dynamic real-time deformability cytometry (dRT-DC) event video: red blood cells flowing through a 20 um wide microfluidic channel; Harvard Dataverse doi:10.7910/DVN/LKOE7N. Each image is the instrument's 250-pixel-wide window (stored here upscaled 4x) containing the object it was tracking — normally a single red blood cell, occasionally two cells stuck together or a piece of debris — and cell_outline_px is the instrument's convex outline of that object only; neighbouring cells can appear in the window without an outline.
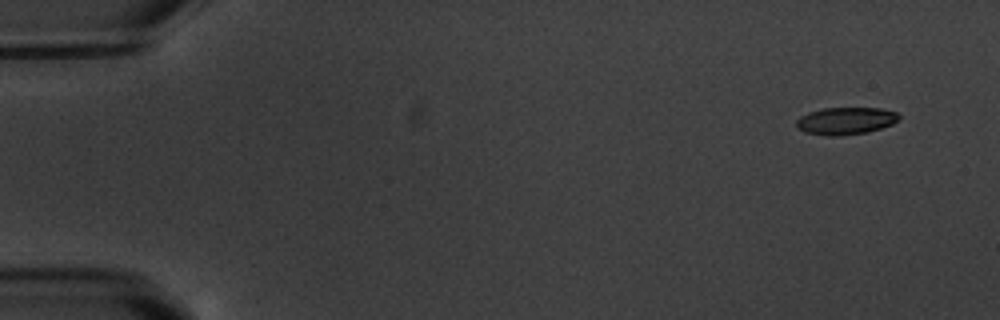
{"species": "common noctule bat (a hibernating species)", "species_latin": "Nyctalus noctula", "temperature_condition": "warm", "stored_images_in_passage": 5, "camera_frame_rate_fps": 3000, "um_per_image_px": 0.085, "animal": {"sex": "male", "body_mass_g": 20.1, "forearm_length_mm": 53.5}, "frame": {"image": 1, "passage_image": 1, "time_ms": 0.0, "image_size_px": [1000, 320], "cell_outline_px": [[900, 116], [892, 124], [868, 132], [836, 136], [824, 136], [804, 132], [796, 128], [796, 120], [800, 116], [808, 112], [824, 108], [880, 108], [896, 112]], "centroid_in_image_um": [71.82, 10.28], "position_along_channel_um": 13.2, "area_um2": 16.36}}
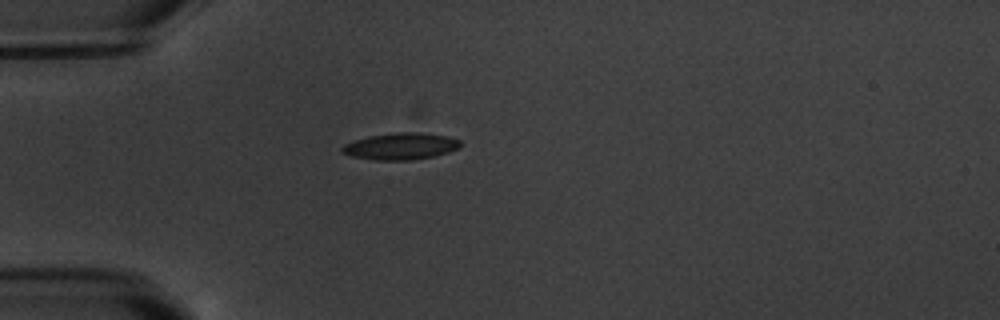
{"frame": {"image": 2, "passage_image": 4, "time_ms": 4.333, "image_size_px": [1000, 320], "cell_outline_px": [[464, 144], [460, 148], [448, 152], [432, 156], [412, 160], [376, 160], [352, 156], [340, 152], [340, 148], [344, 144], [352, 140], [368, 136], [396, 132], [420, 132], [448, 136], [460, 140]], "centroid_in_image_um": [34.06, 12.42], "position_along_channel_um": 50.9, "area_um2": 18.67}}